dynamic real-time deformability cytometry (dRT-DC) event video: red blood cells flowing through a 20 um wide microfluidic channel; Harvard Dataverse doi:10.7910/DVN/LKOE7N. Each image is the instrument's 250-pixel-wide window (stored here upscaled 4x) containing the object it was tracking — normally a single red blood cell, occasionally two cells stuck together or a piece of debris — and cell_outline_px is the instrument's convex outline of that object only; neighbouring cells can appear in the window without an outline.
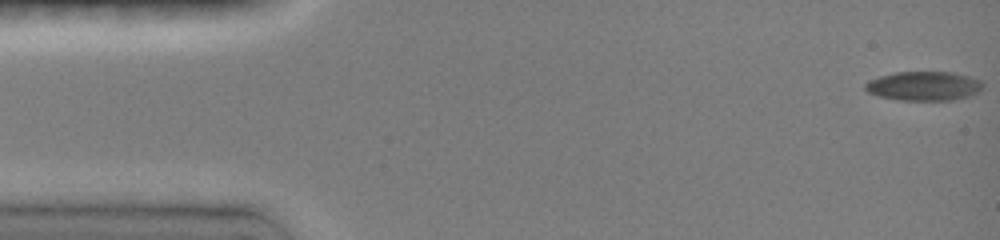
{"species": "common noctule bat (a hibernating species)", "species_latin": "Nyctalus noctula", "temperature_condition": "room temperature", "stored_images_in_passage": 72, "camera_frame_rate_fps": 3000, "um_per_image_px": 0.085, "animal": {"sex": "female", "body_mass_g": 19.0, "forearm_length_mm": 51.5}, "frame": {"image": 1, "passage_image": 1, "time_ms": 0.0, "image_size_px": [1000, 240], "cell_outline_px": [[984, 84], [980, 92], [968, 96], [952, 100], [896, 100], [876, 96], [868, 92], [864, 88], [864, 84], [868, 80], [880, 76], [896, 72], [952, 72], [968, 76], [980, 80]], "centroid_in_image_um": [78.5, 7.31], "position_along_channel_um": 6.5, "area_um2": 20.17}}
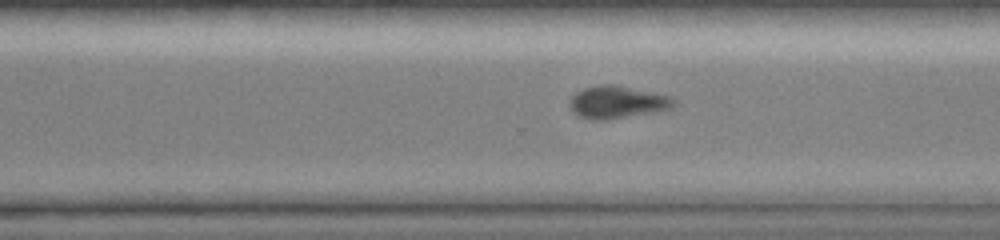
{"frame": {"image": 2, "passage_image": 49, "time_ms": 10.667, "image_size_px": [1000, 240], "cell_outline_px": [[676, 104], [668, 108], [656, 112], [604, 120], [596, 120], [580, 116], [572, 108], [572, 96], [576, 92], [584, 88], [600, 84], [612, 84], [668, 96], [676, 100]], "centroid_in_image_um": [52.48, 8.68], "position_along_channel_um": 318.1, "area_um2": 19.07}}
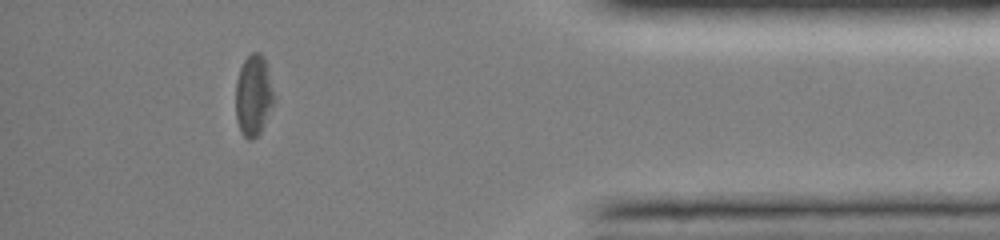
{"frame": {"image": 3, "passage_image": 65, "time_ms": 13.667, "image_size_px": [1000, 240], "cell_outline_px": [[272, 104], [264, 124], [260, 132], [252, 140], [248, 140], [240, 132], [236, 120], [236, 80], [240, 68], [244, 60], [252, 52], [260, 52], [264, 56], [268, 64], [272, 92]], "centroid_in_image_um": [21.52, 8.09], "position_along_channel_um": 413.7, "area_um2": 17.92}, "authors_computed_cell_mechanics": {"area_um2": 19.7098, "velocity_mm_per_s": 4.0943, "shape_relaxation_time_tau1_ms": null, "shape_relaxation_time_tau2_ms": 5.4685, "deformation_change_tau1": null, "deformation_change_tau2": 0.1047}}